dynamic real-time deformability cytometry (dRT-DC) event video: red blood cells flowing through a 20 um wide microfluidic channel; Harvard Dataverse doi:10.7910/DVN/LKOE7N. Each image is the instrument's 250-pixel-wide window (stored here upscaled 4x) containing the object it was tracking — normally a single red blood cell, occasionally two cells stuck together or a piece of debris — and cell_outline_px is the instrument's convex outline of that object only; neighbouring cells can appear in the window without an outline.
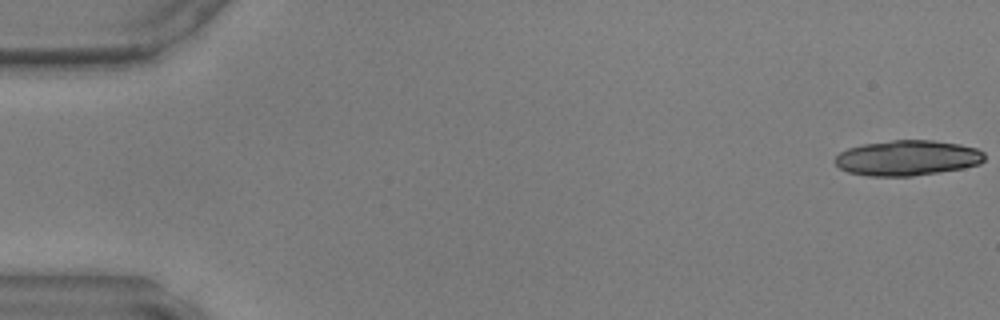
{"species": "common noctule bat (a hibernating species)", "species_latin": "Nyctalus noctula", "temperature_condition": "warm", "stored_images_in_passage": 11, "camera_frame_rate_fps": 3000, "um_per_image_px": 0.085, "animal": {"sex": "male", "body_mass_g": 17.9, "forearm_length_mm": 54.2}, "frame": {"image": 1, "passage_image": 1, "time_ms": 0.0, "image_size_px": [1000, 320], "cell_outline_px": [[984, 160], [980, 164], [964, 168], [940, 172], [912, 176], [868, 176], [848, 172], [840, 168], [836, 164], [836, 156], [840, 152], [848, 148], [864, 144], [892, 140], [932, 140], [960, 144], [976, 148], [984, 152]], "centroid_in_image_um": [77.15, 13.43], "position_along_channel_um": 7.9, "area_um2": 30.81}}